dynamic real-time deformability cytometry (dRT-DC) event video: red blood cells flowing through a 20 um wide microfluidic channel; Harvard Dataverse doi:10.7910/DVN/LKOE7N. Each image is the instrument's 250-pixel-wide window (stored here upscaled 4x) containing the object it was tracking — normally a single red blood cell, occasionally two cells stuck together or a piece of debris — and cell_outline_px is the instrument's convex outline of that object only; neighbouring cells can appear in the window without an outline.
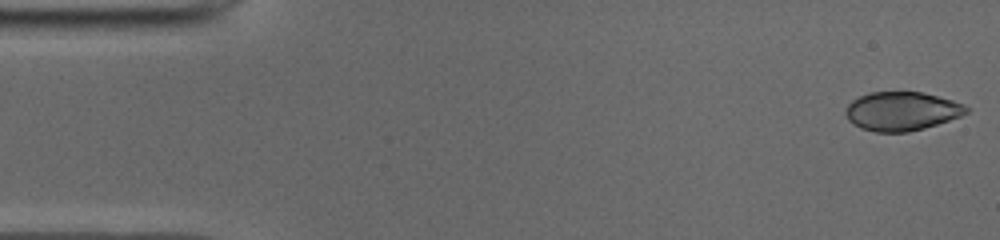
{"species": "common noctule bat (a hibernating species)", "species_latin": "Nyctalus noctula", "temperature_condition": "cold", "stored_images_in_passage": 18, "camera_frame_rate_fps": 3000, "um_per_image_px": 0.085, "animal": {"sex": "male", "body_mass_g": 19.0, "forearm_length_mm": 50.8}, "frame": {"image": 1, "passage_image": 1, "time_ms": 0.0, "image_size_px": [1000, 240], "cell_outline_px": [[968, 112], [960, 116], [924, 128], [908, 132], [876, 132], [860, 128], [852, 124], [848, 120], [844, 112], [848, 104], [852, 100], [868, 92], [920, 92], [952, 100], [964, 104], [968, 108]], "centroid_in_image_um": [76.6, 9.45], "position_along_channel_um": 8.4, "area_um2": 27.22}}
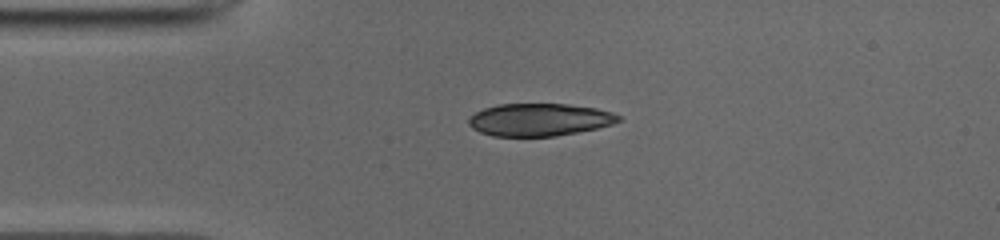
{"frame": {"image": 2, "passage_image": 11, "time_ms": 3.333, "image_size_px": [1000, 240], "cell_outline_px": [[620, 120], [612, 124], [596, 128], [556, 136], [492, 136], [480, 132], [472, 128], [468, 124], [468, 120], [476, 112], [484, 108], [500, 104], [568, 104], [596, 108], [612, 112], [620, 116]], "centroid_in_image_um": [45.84, 10.17], "position_along_channel_um": 39.2, "area_um2": 28.26}}